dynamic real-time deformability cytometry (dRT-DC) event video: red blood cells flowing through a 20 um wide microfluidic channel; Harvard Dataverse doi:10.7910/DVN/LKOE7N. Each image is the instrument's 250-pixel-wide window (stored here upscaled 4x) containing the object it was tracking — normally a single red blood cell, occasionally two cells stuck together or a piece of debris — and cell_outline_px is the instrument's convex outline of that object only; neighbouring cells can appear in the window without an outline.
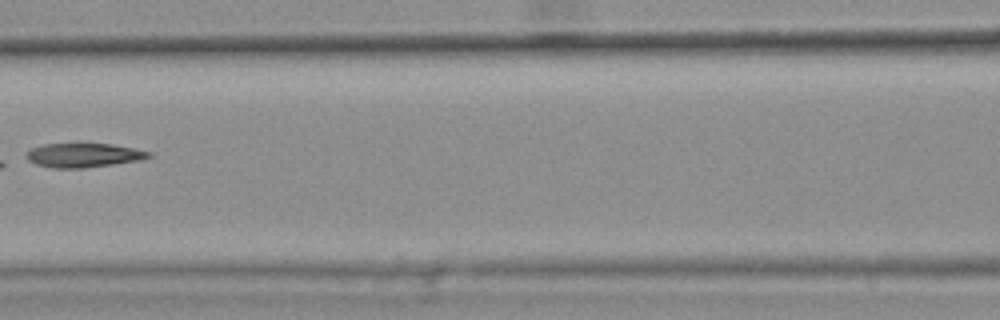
{"species": "common noctule bat (a hibernating species)", "species_latin": "Nyctalus noctula", "temperature_condition": "warm", "stored_images_in_passage": 9, "camera_frame_rate_fps": 3000, "um_per_image_px": 0.085, "animal": {"sex": "female", "body_mass_g": 25.1}, "frame": {"image": 1, "passage_image": 7, "time_ms": 2.0, "image_size_px": [1000, 320], "cell_outline_px": [[152, 156], [136, 160], [112, 164], [84, 168], [52, 168], [36, 164], [28, 160], [24, 156], [32, 148], [44, 144], [112, 144], [152, 152]], "centroid_in_image_um": [7.06, 13.2], "position_along_channel_um": 159.5, "area_um2": 16.94}}
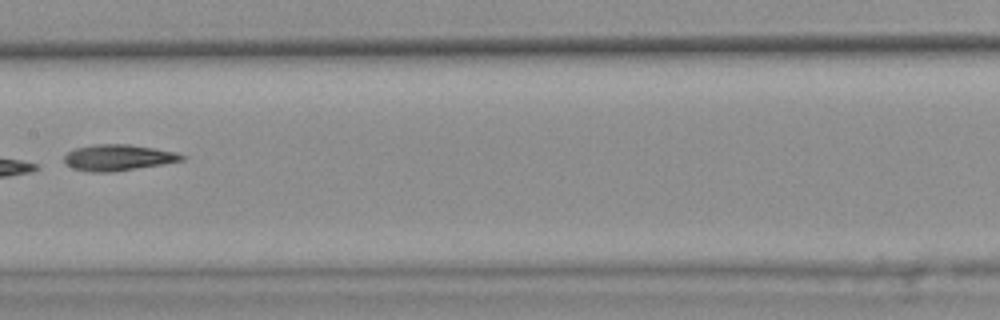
{"frame": {"image": 2, "passage_image": 8, "time_ms": 2.333, "image_size_px": [1000, 320], "cell_outline_px": [[184, 160], [164, 164], [112, 172], [88, 172], [72, 168], [64, 164], [64, 156], [68, 152], [76, 148], [92, 144], [128, 144], [156, 148], [176, 152], [184, 156]], "centroid_in_image_um": [10.02, 13.39], "position_along_channel_um": 197.4, "area_um2": 18.03}}